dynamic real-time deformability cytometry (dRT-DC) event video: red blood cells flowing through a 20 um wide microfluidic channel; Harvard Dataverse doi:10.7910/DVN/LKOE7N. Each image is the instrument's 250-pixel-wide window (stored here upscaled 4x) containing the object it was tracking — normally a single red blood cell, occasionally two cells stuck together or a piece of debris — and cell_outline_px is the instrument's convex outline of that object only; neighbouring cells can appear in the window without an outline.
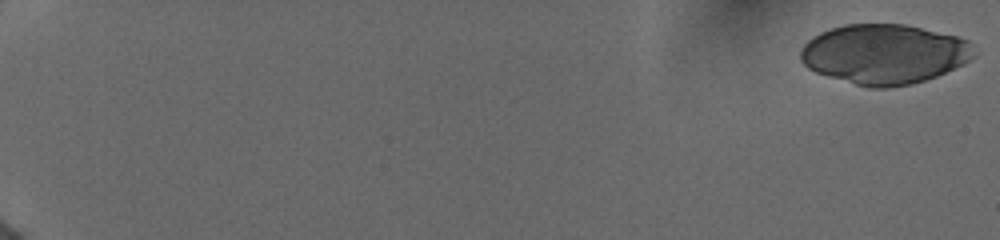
{"species": "human", "species_latin": "Homo sapiens", "temperature_condition": "cold", "stored_images_in_passage": 20, "camera_frame_rate_fps": 3000, "um_per_image_px": 0.085, "donor": {"sex": "female"}, "frame": {"image": 1, "passage_image": 1, "time_ms": 0.0, "image_size_px": [1000, 240], "cell_outline_px": [[972, 56], [968, 60], [936, 76], [924, 80], [908, 84], [888, 88], [868, 88], [828, 76], [816, 72], [808, 68], [800, 60], [800, 52], [804, 44], [808, 40], [820, 32], [844, 24], [904, 24], [956, 36], [968, 40]], "centroid_in_image_um": [75.08, 4.59], "position_along_channel_um": 9.9, "area_um2": 59.71}}